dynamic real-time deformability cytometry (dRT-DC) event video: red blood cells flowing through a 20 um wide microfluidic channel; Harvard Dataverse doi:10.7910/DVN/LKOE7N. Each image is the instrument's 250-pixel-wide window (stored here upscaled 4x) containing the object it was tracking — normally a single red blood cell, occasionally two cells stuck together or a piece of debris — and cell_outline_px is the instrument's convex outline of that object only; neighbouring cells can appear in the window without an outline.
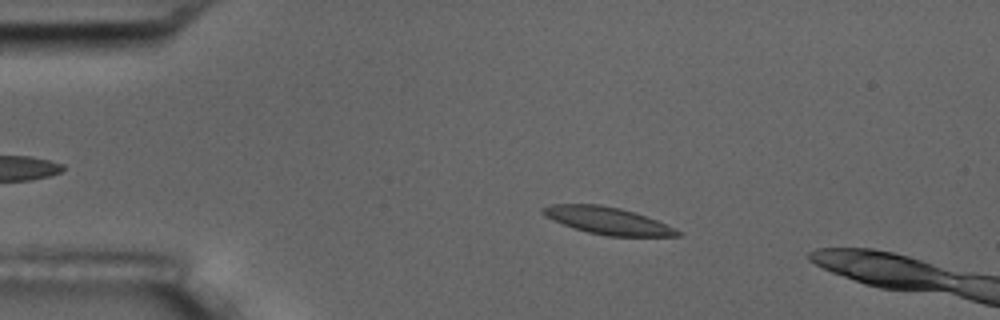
{"species": "common noctule bat (a hibernating species)", "species_latin": "Nyctalus noctula", "temperature_condition": "room temperature", "stored_images_in_passage": 4, "camera_frame_rate_fps": 3000, "um_per_image_px": 0.085, "animal": {"sex": "male", "body_mass_g": 17.5, "forearm_length_mm": 52.3}, "frame": {"image": 1, "passage_image": 2, "time_ms": 1.333, "image_size_px": [1000, 320], "cell_outline_px": [[684, 232], [680, 236], [608, 236], [588, 232], [564, 224], [544, 216], [540, 212], [540, 208], [552, 204], [600, 204], [620, 208], [636, 212], [676, 228]], "centroid_in_image_um": [51.67, 18.75], "position_along_channel_um": 33.3, "area_um2": 21.33}}